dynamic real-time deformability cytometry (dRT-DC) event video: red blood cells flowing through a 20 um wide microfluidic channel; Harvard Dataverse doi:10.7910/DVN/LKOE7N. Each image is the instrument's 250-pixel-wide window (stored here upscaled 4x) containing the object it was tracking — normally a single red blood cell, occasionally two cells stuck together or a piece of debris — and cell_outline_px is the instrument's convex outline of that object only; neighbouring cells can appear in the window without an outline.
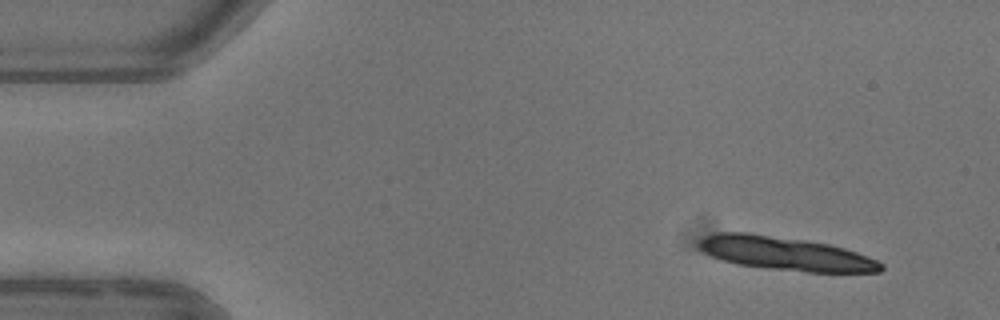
{"species": "common noctule bat (a hibernating species)", "species_latin": "Nyctalus noctula", "temperature_condition": "warm", "stored_images_in_passage": 5, "segment_of_instrument_passage": [2, 2], "camera_frame_rate_fps": 3000, "um_per_image_px": 0.085, "animal": {"sex": "female"}, "frame": {"image": 1, "passage_image": 5, "time_ms": 5.667, "image_size_px": [1000, 320], "cell_outline_px": [[884, 268], [880, 272], [808, 272], [768, 268], [736, 264], [720, 260], [704, 252], [696, 244], [704, 236], [716, 232], [748, 232], [804, 240], [828, 244], [844, 248], [856, 252], [876, 260], [884, 264]], "centroid_in_image_um": [66.73, 21.55], "position_along_channel_um": 18.3, "area_um2": 35.55}}